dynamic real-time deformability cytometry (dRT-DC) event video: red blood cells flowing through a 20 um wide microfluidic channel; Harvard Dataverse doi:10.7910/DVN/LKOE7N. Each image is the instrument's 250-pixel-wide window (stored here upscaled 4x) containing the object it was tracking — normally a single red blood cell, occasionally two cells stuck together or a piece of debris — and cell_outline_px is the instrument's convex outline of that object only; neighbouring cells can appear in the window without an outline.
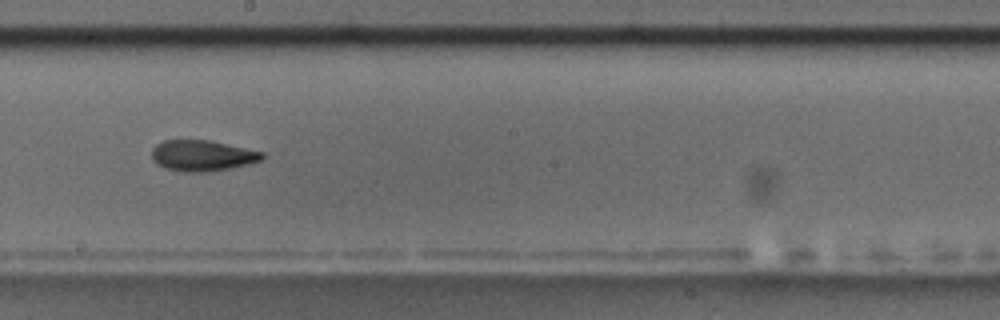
{"species": "common noctule bat (a hibernating species)", "species_latin": "Nyctalus noctula", "temperature_condition": "room temperature", "stored_images_in_passage": 23, "camera_frame_rate_fps": 3000, "um_per_image_px": 0.085, "animal": {"sex": "male", "body_mass_g": 17.5, "forearm_length_mm": 52.3}, "frame": {"image": 1, "passage_image": 17, "time_ms": 5.333, "image_size_px": [1000, 320], "cell_outline_px": [[264, 156], [260, 160], [248, 164], [228, 168], [204, 172], [184, 172], [164, 168], [156, 164], [152, 160], [152, 148], [156, 144], [164, 140], [208, 140], [264, 152]], "centroid_in_image_um": [17.14, 13.22], "position_along_channel_um": 231.1, "area_um2": 19.77}}